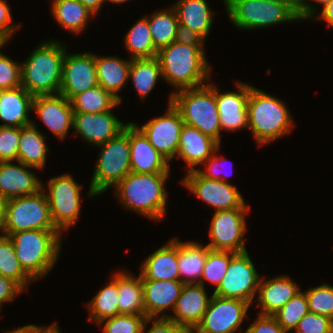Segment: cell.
Here are the masks:
<instances>
[{"label": "cell", "instance_id": "6f0895ef", "mask_svg": "<svg viewBox=\"0 0 333 333\" xmlns=\"http://www.w3.org/2000/svg\"><path fill=\"white\" fill-rule=\"evenodd\" d=\"M88 10H90L95 16L101 9L105 0H79Z\"/></svg>", "mask_w": 333, "mask_h": 333}, {"label": "cell", "instance_id": "816d5d0a", "mask_svg": "<svg viewBox=\"0 0 333 333\" xmlns=\"http://www.w3.org/2000/svg\"><path fill=\"white\" fill-rule=\"evenodd\" d=\"M219 147L214 151V153L202 164H207L204 171L196 169L195 171L202 177H206L214 180H221L226 182L227 176L220 173V164L223 162V158L221 159L216 155V151H218ZM221 162V163H220ZM226 163V162H225ZM219 167V168H218ZM219 170V171H218Z\"/></svg>", "mask_w": 333, "mask_h": 333}, {"label": "cell", "instance_id": "9c48e42d", "mask_svg": "<svg viewBox=\"0 0 333 333\" xmlns=\"http://www.w3.org/2000/svg\"><path fill=\"white\" fill-rule=\"evenodd\" d=\"M230 21L239 29H258L300 20L287 6L271 0H223Z\"/></svg>", "mask_w": 333, "mask_h": 333}, {"label": "cell", "instance_id": "680465c9", "mask_svg": "<svg viewBox=\"0 0 333 333\" xmlns=\"http://www.w3.org/2000/svg\"><path fill=\"white\" fill-rule=\"evenodd\" d=\"M6 204L7 200L0 196V231H2L3 234H4V225H5Z\"/></svg>", "mask_w": 333, "mask_h": 333}, {"label": "cell", "instance_id": "b9f144b4", "mask_svg": "<svg viewBox=\"0 0 333 333\" xmlns=\"http://www.w3.org/2000/svg\"><path fill=\"white\" fill-rule=\"evenodd\" d=\"M308 311L333 320V286L322 284L305 291Z\"/></svg>", "mask_w": 333, "mask_h": 333}, {"label": "cell", "instance_id": "8992f818", "mask_svg": "<svg viewBox=\"0 0 333 333\" xmlns=\"http://www.w3.org/2000/svg\"><path fill=\"white\" fill-rule=\"evenodd\" d=\"M169 99L181 113L185 124L221 143L215 84L174 91Z\"/></svg>", "mask_w": 333, "mask_h": 333}, {"label": "cell", "instance_id": "be15d7a7", "mask_svg": "<svg viewBox=\"0 0 333 333\" xmlns=\"http://www.w3.org/2000/svg\"><path fill=\"white\" fill-rule=\"evenodd\" d=\"M6 42L7 41L0 36V49L6 44Z\"/></svg>", "mask_w": 333, "mask_h": 333}, {"label": "cell", "instance_id": "7a4b0ae2", "mask_svg": "<svg viewBox=\"0 0 333 333\" xmlns=\"http://www.w3.org/2000/svg\"><path fill=\"white\" fill-rule=\"evenodd\" d=\"M169 173H133L126 175L116 186V196L127 209L160 220L165 216Z\"/></svg>", "mask_w": 333, "mask_h": 333}, {"label": "cell", "instance_id": "e0dca14e", "mask_svg": "<svg viewBox=\"0 0 333 333\" xmlns=\"http://www.w3.org/2000/svg\"><path fill=\"white\" fill-rule=\"evenodd\" d=\"M211 297H207L205 286L184 284L173 310L174 315L164 314L159 318H168L191 333L200 323Z\"/></svg>", "mask_w": 333, "mask_h": 333}, {"label": "cell", "instance_id": "d590c367", "mask_svg": "<svg viewBox=\"0 0 333 333\" xmlns=\"http://www.w3.org/2000/svg\"><path fill=\"white\" fill-rule=\"evenodd\" d=\"M89 320L99 324L102 320L119 315L118 306V272L111 282L101 289L88 303Z\"/></svg>", "mask_w": 333, "mask_h": 333}, {"label": "cell", "instance_id": "6125c7cd", "mask_svg": "<svg viewBox=\"0 0 333 333\" xmlns=\"http://www.w3.org/2000/svg\"><path fill=\"white\" fill-rule=\"evenodd\" d=\"M105 1H110V2H112V3H118V4H120V3L127 2V1H129V0H105Z\"/></svg>", "mask_w": 333, "mask_h": 333}, {"label": "cell", "instance_id": "9f6ffc18", "mask_svg": "<svg viewBox=\"0 0 333 333\" xmlns=\"http://www.w3.org/2000/svg\"><path fill=\"white\" fill-rule=\"evenodd\" d=\"M271 1L287 6L300 19L301 0H271Z\"/></svg>", "mask_w": 333, "mask_h": 333}, {"label": "cell", "instance_id": "1f68e13d", "mask_svg": "<svg viewBox=\"0 0 333 333\" xmlns=\"http://www.w3.org/2000/svg\"><path fill=\"white\" fill-rule=\"evenodd\" d=\"M126 272H118L119 315H145L141 274L136 278Z\"/></svg>", "mask_w": 333, "mask_h": 333}, {"label": "cell", "instance_id": "ac0fdd59", "mask_svg": "<svg viewBox=\"0 0 333 333\" xmlns=\"http://www.w3.org/2000/svg\"><path fill=\"white\" fill-rule=\"evenodd\" d=\"M34 110L48 129L64 139L73 128L74 111L71 101L61 94L35 96L32 102Z\"/></svg>", "mask_w": 333, "mask_h": 333}, {"label": "cell", "instance_id": "9a60e30c", "mask_svg": "<svg viewBox=\"0 0 333 333\" xmlns=\"http://www.w3.org/2000/svg\"><path fill=\"white\" fill-rule=\"evenodd\" d=\"M165 115L153 118L138 127L150 144L168 161L174 159L178 152L179 138L184 121L179 110L168 101Z\"/></svg>", "mask_w": 333, "mask_h": 333}, {"label": "cell", "instance_id": "db71d44e", "mask_svg": "<svg viewBox=\"0 0 333 333\" xmlns=\"http://www.w3.org/2000/svg\"><path fill=\"white\" fill-rule=\"evenodd\" d=\"M311 2L320 3L321 5L325 6L327 3H330L332 0H309ZM305 0H301L300 2V20L314 18L315 9L310 4H306Z\"/></svg>", "mask_w": 333, "mask_h": 333}, {"label": "cell", "instance_id": "d6986e66", "mask_svg": "<svg viewBox=\"0 0 333 333\" xmlns=\"http://www.w3.org/2000/svg\"><path fill=\"white\" fill-rule=\"evenodd\" d=\"M127 124L122 123L111 111L103 113H74L73 128L88 143L101 145L117 136Z\"/></svg>", "mask_w": 333, "mask_h": 333}, {"label": "cell", "instance_id": "d4e9b609", "mask_svg": "<svg viewBox=\"0 0 333 333\" xmlns=\"http://www.w3.org/2000/svg\"><path fill=\"white\" fill-rule=\"evenodd\" d=\"M183 285L180 280L142 281L145 316L158 317L168 308L173 311Z\"/></svg>", "mask_w": 333, "mask_h": 333}, {"label": "cell", "instance_id": "f1b7e54d", "mask_svg": "<svg viewBox=\"0 0 333 333\" xmlns=\"http://www.w3.org/2000/svg\"><path fill=\"white\" fill-rule=\"evenodd\" d=\"M209 247L178 240V269L183 284H199Z\"/></svg>", "mask_w": 333, "mask_h": 333}, {"label": "cell", "instance_id": "c3c4849f", "mask_svg": "<svg viewBox=\"0 0 333 333\" xmlns=\"http://www.w3.org/2000/svg\"><path fill=\"white\" fill-rule=\"evenodd\" d=\"M155 319V320H154ZM153 321V325L146 333H189L184 327L178 325L168 318H147L142 327L141 333H145L146 324Z\"/></svg>", "mask_w": 333, "mask_h": 333}, {"label": "cell", "instance_id": "8fae6325", "mask_svg": "<svg viewBox=\"0 0 333 333\" xmlns=\"http://www.w3.org/2000/svg\"><path fill=\"white\" fill-rule=\"evenodd\" d=\"M260 279L248 252L237 253L230 260L226 274L213 294L240 299L253 305L252 301L258 293Z\"/></svg>", "mask_w": 333, "mask_h": 333}, {"label": "cell", "instance_id": "11a10c76", "mask_svg": "<svg viewBox=\"0 0 333 333\" xmlns=\"http://www.w3.org/2000/svg\"><path fill=\"white\" fill-rule=\"evenodd\" d=\"M319 18L326 21L327 26H333V0L323 6L321 14L319 13Z\"/></svg>", "mask_w": 333, "mask_h": 333}, {"label": "cell", "instance_id": "3957f363", "mask_svg": "<svg viewBox=\"0 0 333 333\" xmlns=\"http://www.w3.org/2000/svg\"><path fill=\"white\" fill-rule=\"evenodd\" d=\"M162 78L180 90L200 87L210 77L203 46H189L175 41L157 53Z\"/></svg>", "mask_w": 333, "mask_h": 333}, {"label": "cell", "instance_id": "6da1fadb", "mask_svg": "<svg viewBox=\"0 0 333 333\" xmlns=\"http://www.w3.org/2000/svg\"><path fill=\"white\" fill-rule=\"evenodd\" d=\"M65 54L66 46L59 41L40 44L21 63V86L33 97L59 94Z\"/></svg>", "mask_w": 333, "mask_h": 333}, {"label": "cell", "instance_id": "4fadbf2b", "mask_svg": "<svg viewBox=\"0 0 333 333\" xmlns=\"http://www.w3.org/2000/svg\"><path fill=\"white\" fill-rule=\"evenodd\" d=\"M249 209H231L215 211L212 218L207 246L212 250L246 252L244 234L246 232L245 216Z\"/></svg>", "mask_w": 333, "mask_h": 333}, {"label": "cell", "instance_id": "83f0119b", "mask_svg": "<svg viewBox=\"0 0 333 333\" xmlns=\"http://www.w3.org/2000/svg\"><path fill=\"white\" fill-rule=\"evenodd\" d=\"M96 73L98 85L110 92L121 103L122 99L118 91L123 88L125 82L129 80L130 60H123L118 57L96 56Z\"/></svg>", "mask_w": 333, "mask_h": 333}, {"label": "cell", "instance_id": "f35d334b", "mask_svg": "<svg viewBox=\"0 0 333 333\" xmlns=\"http://www.w3.org/2000/svg\"><path fill=\"white\" fill-rule=\"evenodd\" d=\"M0 274L16 281L23 289L34 281L22 268L9 236H0Z\"/></svg>", "mask_w": 333, "mask_h": 333}, {"label": "cell", "instance_id": "7bdbcfd3", "mask_svg": "<svg viewBox=\"0 0 333 333\" xmlns=\"http://www.w3.org/2000/svg\"><path fill=\"white\" fill-rule=\"evenodd\" d=\"M146 319L145 315L120 314L104 319L98 325L107 320L103 326V333H141Z\"/></svg>", "mask_w": 333, "mask_h": 333}, {"label": "cell", "instance_id": "d6a6232c", "mask_svg": "<svg viewBox=\"0 0 333 333\" xmlns=\"http://www.w3.org/2000/svg\"><path fill=\"white\" fill-rule=\"evenodd\" d=\"M52 14L59 25L74 34H79L95 16L79 0H53Z\"/></svg>", "mask_w": 333, "mask_h": 333}, {"label": "cell", "instance_id": "ba28073f", "mask_svg": "<svg viewBox=\"0 0 333 333\" xmlns=\"http://www.w3.org/2000/svg\"><path fill=\"white\" fill-rule=\"evenodd\" d=\"M43 191L42 183V189L35 194L7 200L4 235L26 230H58Z\"/></svg>", "mask_w": 333, "mask_h": 333}, {"label": "cell", "instance_id": "e575fe53", "mask_svg": "<svg viewBox=\"0 0 333 333\" xmlns=\"http://www.w3.org/2000/svg\"><path fill=\"white\" fill-rule=\"evenodd\" d=\"M70 101L74 113H103L120 104L117 98L100 85L75 95Z\"/></svg>", "mask_w": 333, "mask_h": 333}, {"label": "cell", "instance_id": "94428289", "mask_svg": "<svg viewBox=\"0 0 333 333\" xmlns=\"http://www.w3.org/2000/svg\"><path fill=\"white\" fill-rule=\"evenodd\" d=\"M5 333H35V325H33V324L25 325L19 329H15L13 331L5 332Z\"/></svg>", "mask_w": 333, "mask_h": 333}, {"label": "cell", "instance_id": "603a6c76", "mask_svg": "<svg viewBox=\"0 0 333 333\" xmlns=\"http://www.w3.org/2000/svg\"><path fill=\"white\" fill-rule=\"evenodd\" d=\"M220 144L199 129L184 124L176 156L181 157L189 166L188 170H196V166L204 163Z\"/></svg>", "mask_w": 333, "mask_h": 333}, {"label": "cell", "instance_id": "52a82bcc", "mask_svg": "<svg viewBox=\"0 0 333 333\" xmlns=\"http://www.w3.org/2000/svg\"><path fill=\"white\" fill-rule=\"evenodd\" d=\"M98 146L101 152L87 194L92 197L115 187L131 172L130 123L117 136Z\"/></svg>", "mask_w": 333, "mask_h": 333}, {"label": "cell", "instance_id": "f907efd6", "mask_svg": "<svg viewBox=\"0 0 333 333\" xmlns=\"http://www.w3.org/2000/svg\"><path fill=\"white\" fill-rule=\"evenodd\" d=\"M175 42L189 46H204L205 38L189 27L178 24Z\"/></svg>", "mask_w": 333, "mask_h": 333}, {"label": "cell", "instance_id": "f5cc1de1", "mask_svg": "<svg viewBox=\"0 0 333 333\" xmlns=\"http://www.w3.org/2000/svg\"><path fill=\"white\" fill-rule=\"evenodd\" d=\"M23 290L24 289L16 281L0 274V307L4 302L14 300Z\"/></svg>", "mask_w": 333, "mask_h": 333}, {"label": "cell", "instance_id": "836d02e7", "mask_svg": "<svg viewBox=\"0 0 333 333\" xmlns=\"http://www.w3.org/2000/svg\"><path fill=\"white\" fill-rule=\"evenodd\" d=\"M159 76L162 77V70L157 57L131 59L129 79L132 78L133 86L142 100L154 88Z\"/></svg>", "mask_w": 333, "mask_h": 333}, {"label": "cell", "instance_id": "681fc988", "mask_svg": "<svg viewBox=\"0 0 333 333\" xmlns=\"http://www.w3.org/2000/svg\"><path fill=\"white\" fill-rule=\"evenodd\" d=\"M11 18L12 15L10 7L7 5L6 0H0V36L7 42L11 38L12 34L20 28L19 25L10 23L12 21Z\"/></svg>", "mask_w": 333, "mask_h": 333}, {"label": "cell", "instance_id": "bcb514c9", "mask_svg": "<svg viewBox=\"0 0 333 333\" xmlns=\"http://www.w3.org/2000/svg\"><path fill=\"white\" fill-rule=\"evenodd\" d=\"M296 333H333V320L308 312L298 323Z\"/></svg>", "mask_w": 333, "mask_h": 333}, {"label": "cell", "instance_id": "7402d4cb", "mask_svg": "<svg viewBox=\"0 0 333 333\" xmlns=\"http://www.w3.org/2000/svg\"><path fill=\"white\" fill-rule=\"evenodd\" d=\"M20 161L18 165L11 161L0 162V196L6 200L32 195L42 189V182Z\"/></svg>", "mask_w": 333, "mask_h": 333}, {"label": "cell", "instance_id": "4316f807", "mask_svg": "<svg viewBox=\"0 0 333 333\" xmlns=\"http://www.w3.org/2000/svg\"><path fill=\"white\" fill-rule=\"evenodd\" d=\"M33 96L22 86L0 90L1 126L24 127L32 124L28 112L32 110Z\"/></svg>", "mask_w": 333, "mask_h": 333}, {"label": "cell", "instance_id": "ee69618b", "mask_svg": "<svg viewBox=\"0 0 333 333\" xmlns=\"http://www.w3.org/2000/svg\"><path fill=\"white\" fill-rule=\"evenodd\" d=\"M20 127L0 125V162L17 161Z\"/></svg>", "mask_w": 333, "mask_h": 333}, {"label": "cell", "instance_id": "5bb4252c", "mask_svg": "<svg viewBox=\"0 0 333 333\" xmlns=\"http://www.w3.org/2000/svg\"><path fill=\"white\" fill-rule=\"evenodd\" d=\"M186 174L182 184L216 211L249 209L241 193L231 183L202 177L195 170Z\"/></svg>", "mask_w": 333, "mask_h": 333}, {"label": "cell", "instance_id": "8d00e7d4", "mask_svg": "<svg viewBox=\"0 0 333 333\" xmlns=\"http://www.w3.org/2000/svg\"><path fill=\"white\" fill-rule=\"evenodd\" d=\"M147 18L150 34L157 51L175 41L179 21L173 7L169 8V10L162 9V11L155 12Z\"/></svg>", "mask_w": 333, "mask_h": 333}, {"label": "cell", "instance_id": "cb8c5ba5", "mask_svg": "<svg viewBox=\"0 0 333 333\" xmlns=\"http://www.w3.org/2000/svg\"><path fill=\"white\" fill-rule=\"evenodd\" d=\"M178 240L168 243L151 255L141 265V280H180L178 269Z\"/></svg>", "mask_w": 333, "mask_h": 333}, {"label": "cell", "instance_id": "7dc6e473", "mask_svg": "<svg viewBox=\"0 0 333 333\" xmlns=\"http://www.w3.org/2000/svg\"><path fill=\"white\" fill-rule=\"evenodd\" d=\"M243 333H288L271 315H258V318Z\"/></svg>", "mask_w": 333, "mask_h": 333}, {"label": "cell", "instance_id": "74e56055", "mask_svg": "<svg viewBox=\"0 0 333 333\" xmlns=\"http://www.w3.org/2000/svg\"><path fill=\"white\" fill-rule=\"evenodd\" d=\"M124 44L131 53V59L157 57L158 51L155 49L148 18L138 20L126 34Z\"/></svg>", "mask_w": 333, "mask_h": 333}, {"label": "cell", "instance_id": "4dcf8cb0", "mask_svg": "<svg viewBox=\"0 0 333 333\" xmlns=\"http://www.w3.org/2000/svg\"><path fill=\"white\" fill-rule=\"evenodd\" d=\"M179 24L189 27L205 39L213 23V11L206 0H178L173 5Z\"/></svg>", "mask_w": 333, "mask_h": 333}, {"label": "cell", "instance_id": "44dd1931", "mask_svg": "<svg viewBox=\"0 0 333 333\" xmlns=\"http://www.w3.org/2000/svg\"><path fill=\"white\" fill-rule=\"evenodd\" d=\"M236 85L239 92L219 93L216 88V102L222 130L236 131L248 128L249 85L242 82H237Z\"/></svg>", "mask_w": 333, "mask_h": 333}, {"label": "cell", "instance_id": "60d3db41", "mask_svg": "<svg viewBox=\"0 0 333 333\" xmlns=\"http://www.w3.org/2000/svg\"><path fill=\"white\" fill-rule=\"evenodd\" d=\"M236 254L230 251L209 249L199 284L204 286V280H207L215 284V289H217L226 274L230 260Z\"/></svg>", "mask_w": 333, "mask_h": 333}, {"label": "cell", "instance_id": "7c38bea8", "mask_svg": "<svg viewBox=\"0 0 333 333\" xmlns=\"http://www.w3.org/2000/svg\"><path fill=\"white\" fill-rule=\"evenodd\" d=\"M249 307L246 301L212 294L206 312L191 333H234L241 329Z\"/></svg>", "mask_w": 333, "mask_h": 333}, {"label": "cell", "instance_id": "2e32d148", "mask_svg": "<svg viewBox=\"0 0 333 333\" xmlns=\"http://www.w3.org/2000/svg\"><path fill=\"white\" fill-rule=\"evenodd\" d=\"M98 85L95 55L93 53L65 54L59 94L68 100Z\"/></svg>", "mask_w": 333, "mask_h": 333}, {"label": "cell", "instance_id": "f546056e", "mask_svg": "<svg viewBox=\"0 0 333 333\" xmlns=\"http://www.w3.org/2000/svg\"><path fill=\"white\" fill-rule=\"evenodd\" d=\"M45 136L37 130L36 124L20 127V139L17 162L35 168L45 166L46 154L48 147L46 146Z\"/></svg>", "mask_w": 333, "mask_h": 333}, {"label": "cell", "instance_id": "f6af8a7d", "mask_svg": "<svg viewBox=\"0 0 333 333\" xmlns=\"http://www.w3.org/2000/svg\"><path fill=\"white\" fill-rule=\"evenodd\" d=\"M21 86V64L0 52V90Z\"/></svg>", "mask_w": 333, "mask_h": 333}, {"label": "cell", "instance_id": "484cf974", "mask_svg": "<svg viewBox=\"0 0 333 333\" xmlns=\"http://www.w3.org/2000/svg\"><path fill=\"white\" fill-rule=\"evenodd\" d=\"M299 285L293 282L287 276H277L273 279H260L258 287V301L262 311L259 315H273L281 307H283L291 298H293L300 290Z\"/></svg>", "mask_w": 333, "mask_h": 333}, {"label": "cell", "instance_id": "91938a15", "mask_svg": "<svg viewBox=\"0 0 333 333\" xmlns=\"http://www.w3.org/2000/svg\"><path fill=\"white\" fill-rule=\"evenodd\" d=\"M35 333H61V331H59V328L54 323L45 329H43L42 326L40 327L35 325Z\"/></svg>", "mask_w": 333, "mask_h": 333}, {"label": "cell", "instance_id": "ab89813d", "mask_svg": "<svg viewBox=\"0 0 333 333\" xmlns=\"http://www.w3.org/2000/svg\"><path fill=\"white\" fill-rule=\"evenodd\" d=\"M308 300L301 290L272 316L287 332L295 331L299 321L308 313Z\"/></svg>", "mask_w": 333, "mask_h": 333}, {"label": "cell", "instance_id": "277c9868", "mask_svg": "<svg viewBox=\"0 0 333 333\" xmlns=\"http://www.w3.org/2000/svg\"><path fill=\"white\" fill-rule=\"evenodd\" d=\"M59 230H26L9 234L24 271L35 281L53 268L61 250Z\"/></svg>", "mask_w": 333, "mask_h": 333}, {"label": "cell", "instance_id": "30bf717a", "mask_svg": "<svg viewBox=\"0 0 333 333\" xmlns=\"http://www.w3.org/2000/svg\"><path fill=\"white\" fill-rule=\"evenodd\" d=\"M80 188L81 185H78L69 174H62L48 181L49 192L45 195L54 226L61 233L76 224L79 218Z\"/></svg>", "mask_w": 333, "mask_h": 333}, {"label": "cell", "instance_id": "5b68a950", "mask_svg": "<svg viewBox=\"0 0 333 333\" xmlns=\"http://www.w3.org/2000/svg\"><path fill=\"white\" fill-rule=\"evenodd\" d=\"M248 128L259 146L289 134L294 124L286 104L249 85Z\"/></svg>", "mask_w": 333, "mask_h": 333}, {"label": "cell", "instance_id": "ffe728a7", "mask_svg": "<svg viewBox=\"0 0 333 333\" xmlns=\"http://www.w3.org/2000/svg\"><path fill=\"white\" fill-rule=\"evenodd\" d=\"M130 163L133 173H169V161L148 141L135 123H130Z\"/></svg>", "mask_w": 333, "mask_h": 333}]
</instances>
